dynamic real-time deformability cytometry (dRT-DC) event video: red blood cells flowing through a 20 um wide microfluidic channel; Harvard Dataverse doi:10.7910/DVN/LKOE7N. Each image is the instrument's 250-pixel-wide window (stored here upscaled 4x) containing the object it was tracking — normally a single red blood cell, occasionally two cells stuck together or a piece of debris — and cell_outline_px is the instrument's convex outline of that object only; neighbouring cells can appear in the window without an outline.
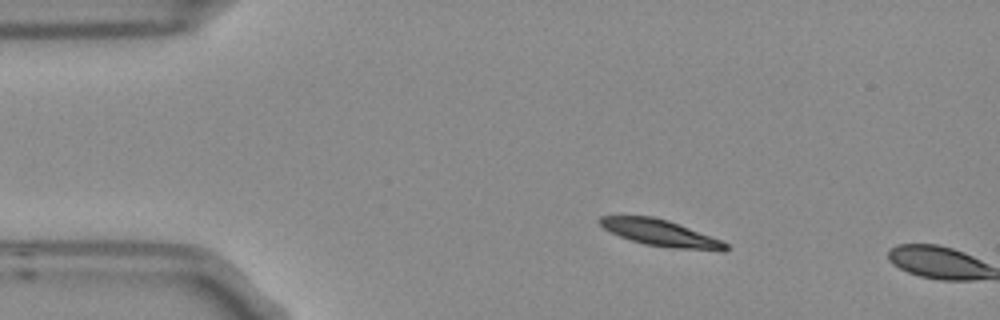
{"species": "Egyptian fruit bat (a non-hibernating species)", "species_latin": "Rousettus aegyptiacus", "temperature_condition": "room temperature", "stored_images_in_passage": 3, "camera_frame_rate_fps": 3000, "um_per_image_px": 0.085, "frame": {"image": 1, "passage_image": 2, "time_ms": 0.333, "image_size_px": [1000, 320], "cell_outline_px": [[732, 248], [724, 252], [672, 248], [644, 244], [620, 236], [604, 228], [596, 220], [600, 216], [652, 216], [668, 220], [720, 240], [728, 244]], "centroid_in_image_um": [56.19, 19.82], "position_along_channel_um": 28.8, "area_um2": 19.36}}